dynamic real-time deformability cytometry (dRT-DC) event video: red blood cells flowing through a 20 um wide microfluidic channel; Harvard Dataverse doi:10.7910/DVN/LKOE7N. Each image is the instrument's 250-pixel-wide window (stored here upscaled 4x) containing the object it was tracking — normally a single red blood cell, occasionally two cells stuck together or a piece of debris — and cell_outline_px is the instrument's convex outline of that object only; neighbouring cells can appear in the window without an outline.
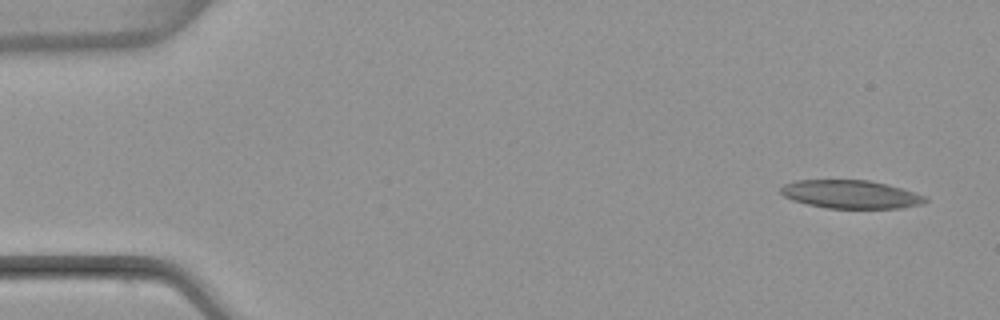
{"species": "common noctule bat (a hibernating species)", "species_latin": "Nyctalus noctula", "temperature_condition": "warm", "stored_images_in_passage": 4, "camera_frame_rate_fps": 3000, "um_per_image_px": 0.085, "animal": {"sex": "female", "body_mass_g": 22.7, "forearm_length_mm": 54.2}, "frame": {"image": 1, "passage_image": 1, "time_ms": 0.0, "image_size_px": [1000, 320], "cell_outline_px": [[928, 200], [924, 204], [904, 208], [828, 208], [808, 204], [792, 200], [784, 196], [780, 192], [780, 188], [784, 184], [796, 180], [868, 180], [888, 184], [928, 196]], "centroid_in_image_um": [72.36, 16.52], "position_along_channel_um": 12.6, "area_um2": 23.99}}
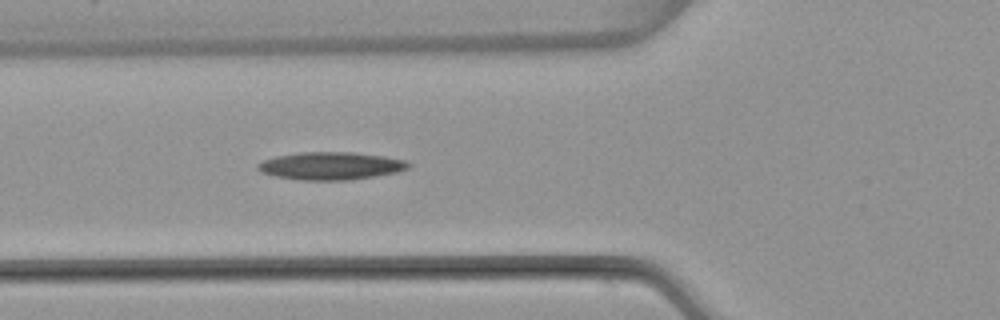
{"frame": {"image": 2, "passage_image": 4, "time_ms": 5.333, "image_size_px": [1000, 320], "cell_outline_px": [[412, 168], [396, 172], [376, 176], [348, 180], [296, 180], [276, 176], [260, 172], [256, 168], [256, 164], [264, 160], [276, 156], [300, 152], [352, 152], [384, 156], [404, 160], [412, 164]], "centroid_in_image_um": [28.12, 14.1], "position_along_channel_um": 97.7, "area_um2": 24.51}}